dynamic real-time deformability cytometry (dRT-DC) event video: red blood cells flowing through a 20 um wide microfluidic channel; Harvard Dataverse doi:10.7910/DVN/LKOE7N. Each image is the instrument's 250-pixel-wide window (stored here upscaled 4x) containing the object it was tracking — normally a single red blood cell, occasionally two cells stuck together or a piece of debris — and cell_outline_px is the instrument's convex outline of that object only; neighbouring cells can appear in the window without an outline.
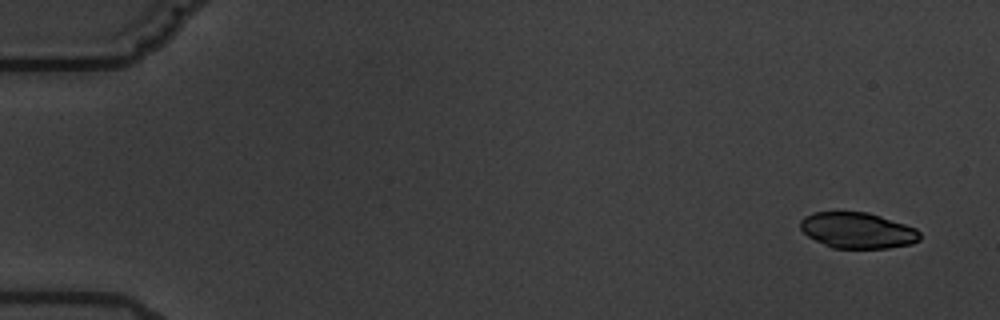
{"species": "common noctule bat (a hibernating species)", "species_latin": "Nyctalus noctula", "temperature_condition": "warm", "stored_images_in_passage": 5, "camera_frame_rate_fps": 3000, "um_per_image_px": 0.085, "animal": {"sex": "male", "body_mass_g": 19.5, "forearm_length_mm": 54.6}, "frame": {"image": 1, "passage_image": 1, "time_ms": 0.0, "image_size_px": [1000, 320], "cell_outline_px": [[920, 240], [912, 244], [888, 248], [832, 248], [808, 236], [800, 228], [800, 220], [804, 216], [812, 212], [868, 212], [916, 228], [920, 232]], "centroid_in_image_um": [72.89, 19.58], "position_along_channel_um": 12.1, "area_um2": 24.97}}
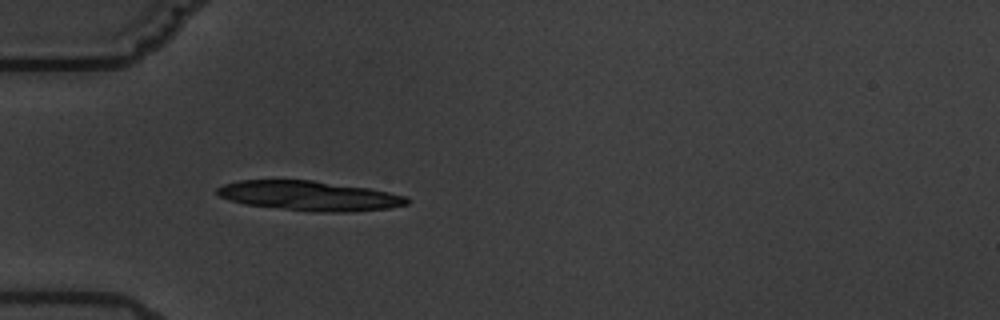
{"frame": {"image": 2, "passage_image": 5, "time_ms": 5.333, "image_size_px": [1000, 320], "cell_outline_px": [[408, 204], [388, 208], [352, 212], [324, 212], [244, 204], [228, 200], [220, 196], [216, 192], [216, 188], [224, 184], [240, 180], [312, 180], [368, 188], [408, 196]], "centroid_in_image_um": [26.3, 16.63], "position_along_channel_um": 58.7, "area_um2": 32.54}}